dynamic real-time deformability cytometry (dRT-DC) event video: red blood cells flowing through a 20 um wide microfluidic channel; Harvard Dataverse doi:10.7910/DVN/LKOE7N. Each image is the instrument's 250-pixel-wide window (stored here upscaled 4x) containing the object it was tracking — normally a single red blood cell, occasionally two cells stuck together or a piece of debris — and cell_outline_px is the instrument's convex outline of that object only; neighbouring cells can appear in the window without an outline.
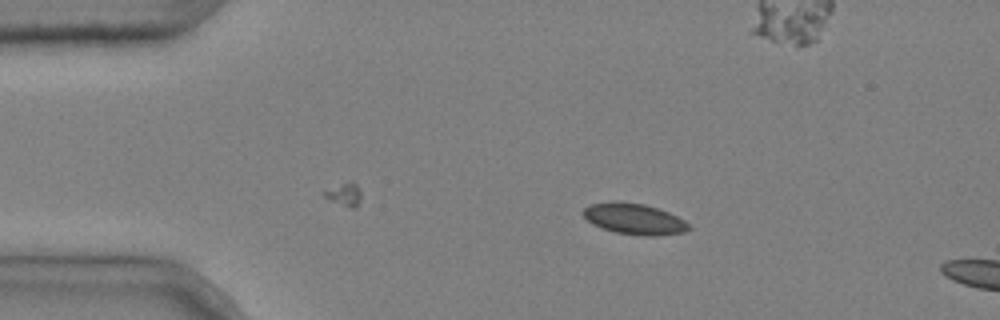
{"species": "common noctule bat (a hibernating species)", "species_latin": "Nyctalus noctula", "temperature_condition": "cold", "stored_images_in_passage": 2, "camera_frame_rate_fps": 3000, "um_per_image_px": 0.085, "animal": {"sex": "male", "body_mass_g": 20.4}, "frame": {"image": 1, "passage_image": 1, "time_ms": 0.0, "image_size_px": [1000, 320], "cell_outline_px": [[692, 228], [684, 232], [656, 236], [644, 236], [616, 232], [600, 228], [592, 224], [584, 216], [584, 208], [588, 204], [612, 200], [616, 200], [644, 204], [668, 212], [684, 220]], "centroid_in_image_um": [53.88, 18.6], "position_along_channel_um": 31.1, "area_um2": 19.19}}